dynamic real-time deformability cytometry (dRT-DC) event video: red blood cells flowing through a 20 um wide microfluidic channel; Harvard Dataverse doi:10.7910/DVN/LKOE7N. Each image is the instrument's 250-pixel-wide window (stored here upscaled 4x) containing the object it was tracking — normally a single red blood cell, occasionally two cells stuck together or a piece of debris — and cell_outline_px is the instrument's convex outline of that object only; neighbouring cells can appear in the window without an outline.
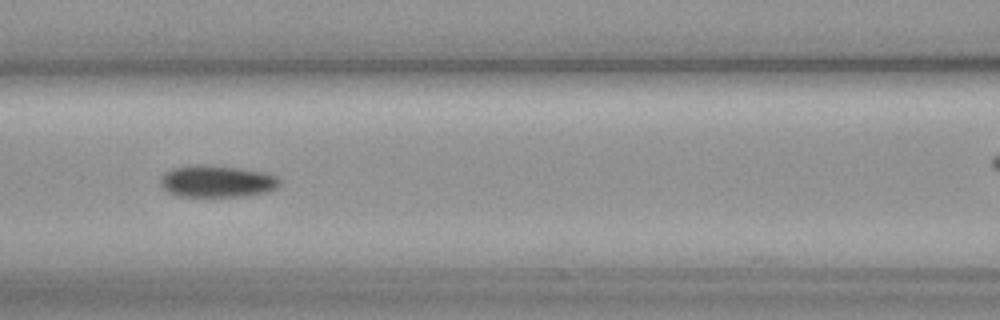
{"species": "common noctule bat (a hibernating species)", "species_latin": "Nyctalus noctula", "temperature_condition": "cold", "stored_images_in_passage": 35, "camera_frame_rate_fps": 3000, "um_per_image_px": 0.085, "animal": {"sex": "female", "body_mass_g": 19.3, "forearm_length_mm": 54.1}, "frame": {"image": 1, "passage_image": 12, "time_ms": 3.667, "image_size_px": [1000, 320], "cell_outline_px": [[280, 184], [276, 188], [268, 192], [244, 196], [176, 196], [168, 192], [160, 184], [160, 176], [164, 172], [172, 168], [240, 168], [264, 172], [276, 176], [280, 180]], "centroid_in_image_um": [18.47, 15.47], "position_along_channel_um": 148.1, "area_um2": 21.27}}
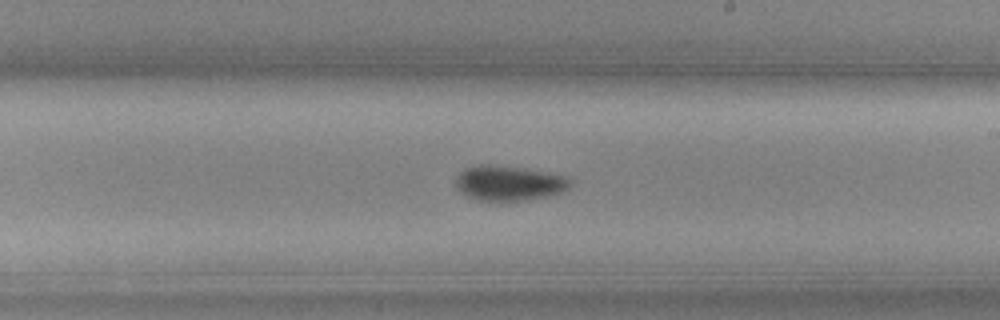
{"frame": {"image": 2, "passage_image": 20, "time_ms": 6.333, "image_size_px": [1000, 320], "cell_outline_px": [[572, 180], [568, 188], [560, 192], [548, 196], [528, 200], [476, 200], [460, 192], [456, 188], [456, 176], [464, 168], [480, 164], [520, 168], [552, 172], [568, 176]], "centroid_in_image_um": [43.27, 15.56], "position_along_channel_um": 245.7, "area_um2": 23.35}}
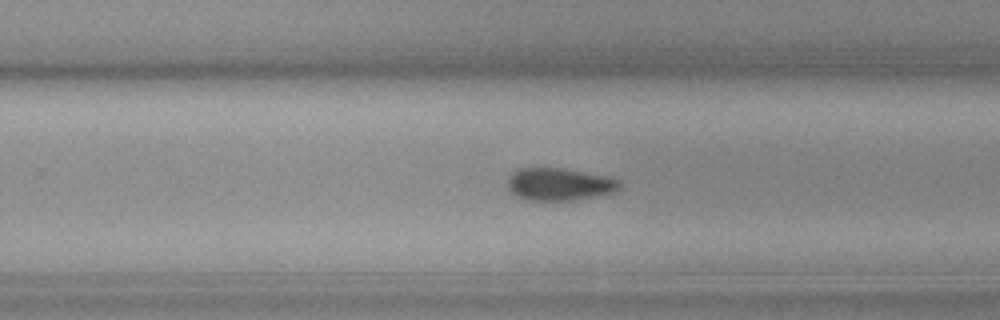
{"frame": {"image": 3, "passage_image": 23, "time_ms": 7.333, "image_size_px": [1000, 320], "cell_outline_px": [[620, 188], [612, 192], [596, 196], [576, 200], [524, 200], [516, 196], [508, 188], [508, 176], [516, 168], [560, 168], [608, 176], [620, 180]], "centroid_in_image_um": [47.51, 15.66], "position_along_channel_um": 282.3, "area_um2": 21.27}}